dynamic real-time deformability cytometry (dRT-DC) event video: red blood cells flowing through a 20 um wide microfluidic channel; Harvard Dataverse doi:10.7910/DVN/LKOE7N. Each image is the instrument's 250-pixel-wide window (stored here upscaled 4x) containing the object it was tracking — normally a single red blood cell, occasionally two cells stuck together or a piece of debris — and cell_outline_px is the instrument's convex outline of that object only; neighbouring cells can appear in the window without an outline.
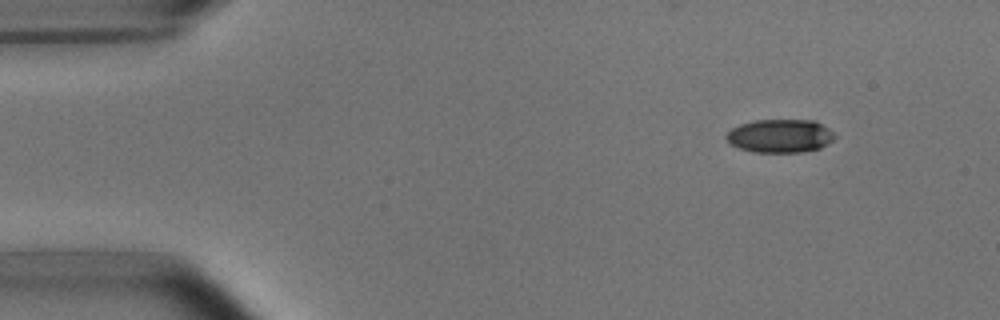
{"species": "common noctule bat (a hibernating species)", "species_latin": "Nyctalus noctula", "temperature_condition": "room temperature", "stored_images_in_passage": 8, "camera_frame_rate_fps": 3000, "um_per_image_px": 0.085, "animal": {"sex": "male", "body_mass_g": 15.6}, "frame": {"image": 1, "passage_image": 1, "time_ms": 0.0, "image_size_px": [1000, 320], "cell_outline_px": [[836, 136], [832, 140], [820, 148], [804, 152], [756, 152], [740, 148], [732, 144], [724, 136], [732, 128], [740, 124], [756, 120], [812, 120], [828, 128]], "centroid_in_image_um": [66.3, 11.55], "position_along_channel_um": 18.7, "area_um2": 20.87}}
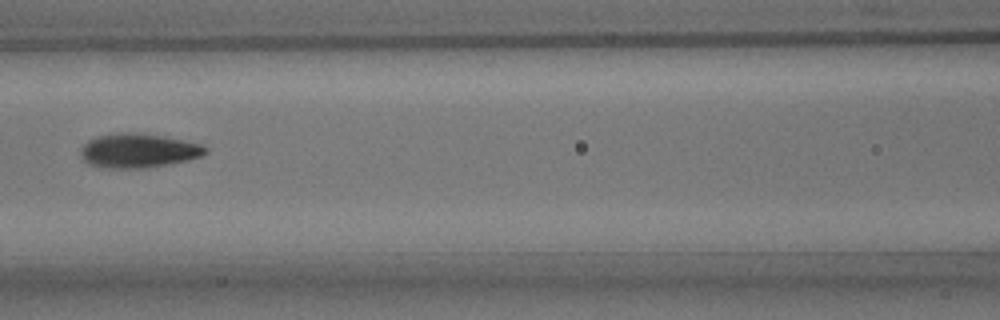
{"frame": {"image": 2, "passage_image": 6, "time_ms": 6.0, "image_size_px": [1000, 320], "cell_outline_px": [[208, 152], [200, 156], [188, 160], [144, 168], [104, 168], [88, 164], [84, 160], [80, 152], [84, 144], [88, 140], [96, 136], [120, 132], [128, 132], [160, 136], [200, 144], [208, 148]], "centroid_in_image_um": [11.72, 12.81], "position_along_channel_um": 154.9, "area_um2": 24.57}}
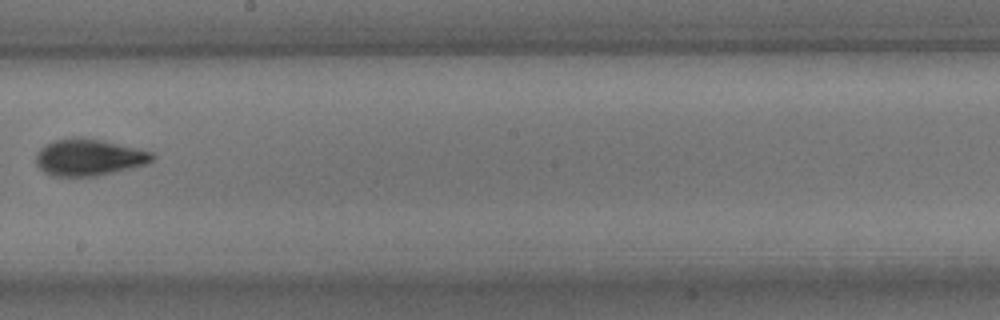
{"frame": {"image": 3, "passage_image": 8, "time_ms": 8.333, "image_size_px": [1000, 320], "cell_outline_px": [[156, 156], [148, 164], [96, 176], [52, 176], [44, 172], [36, 164], [36, 156], [40, 148], [56, 140], [72, 136], [80, 136], [100, 140], [152, 152]], "centroid_in_image_um": [7.54, 13.37], "position_along_channel_um": 240.7, "area_um2": 24.74}}